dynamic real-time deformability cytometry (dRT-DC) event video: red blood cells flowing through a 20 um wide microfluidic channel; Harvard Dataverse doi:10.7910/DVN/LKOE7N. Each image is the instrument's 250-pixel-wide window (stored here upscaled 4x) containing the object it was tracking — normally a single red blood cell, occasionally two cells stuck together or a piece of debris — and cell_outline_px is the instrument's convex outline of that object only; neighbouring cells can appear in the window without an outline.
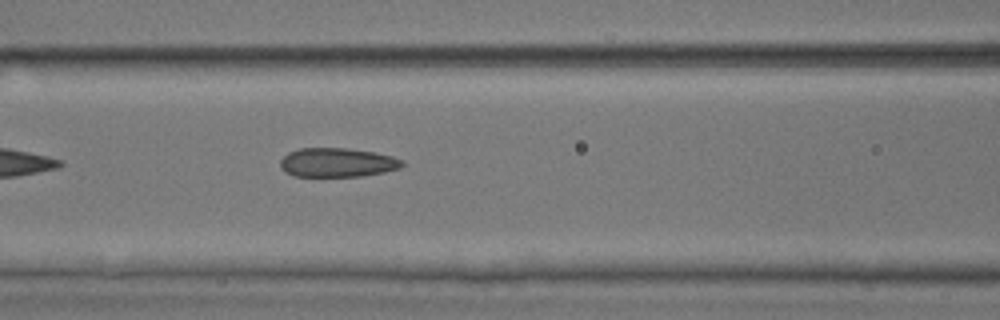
{"species": "common noctule bat (a hibernating species)", "species_latin": "Nyctalus noctula", "temperature_condition": "room temperature", "stored_images_in_passage": 21, "camera_frame_rate_fps": 3000, "um_per_image_px": 0.085, "animal": {"sex": "male", "body_mass_g": 17.9, "forearm_length_mm": 54.2}, "frame": {"image": 1, "passage_image": 7, "time_ms": 2.0, "image_size_px": [1000, 320], "cell_outline_px": [[404, 164], [400, 168], [384, 172], [360, 176], [292, 176], [284, 172], [280, 168], [280, 160], [288, 152], [300, 148], [348, 148], [376, 152], [392, 156], [404, 160]], "centroid_in_image_um": [28.66, 13.81], "position_along_channel_um": 137.9, "area_um2": 20.87}}
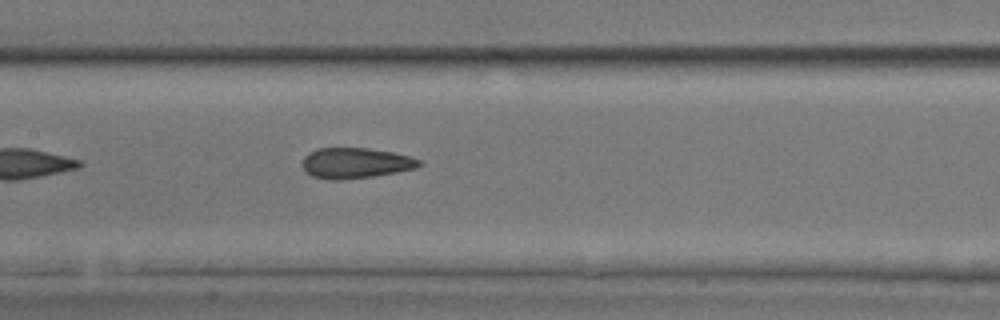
{"frame": {"image": 2, "passage_image": 10, "time_ms": 3.0, "image_size_px": [1000, 320], "cell_outline_px": [[424, 164], [416, 168], [396, 172], [372, 176], [344, 180], [328, 180], [312, 176], [304, 172], [300, 164], [304, 156], [308, 152], [316, 148], [368, 148], [392, 152], [408, 156], [420, 160]], "centroid_in_image_um": [30.15, 13.86], "position_along_channel_um": 177.2, "area_um2": 21.1}}